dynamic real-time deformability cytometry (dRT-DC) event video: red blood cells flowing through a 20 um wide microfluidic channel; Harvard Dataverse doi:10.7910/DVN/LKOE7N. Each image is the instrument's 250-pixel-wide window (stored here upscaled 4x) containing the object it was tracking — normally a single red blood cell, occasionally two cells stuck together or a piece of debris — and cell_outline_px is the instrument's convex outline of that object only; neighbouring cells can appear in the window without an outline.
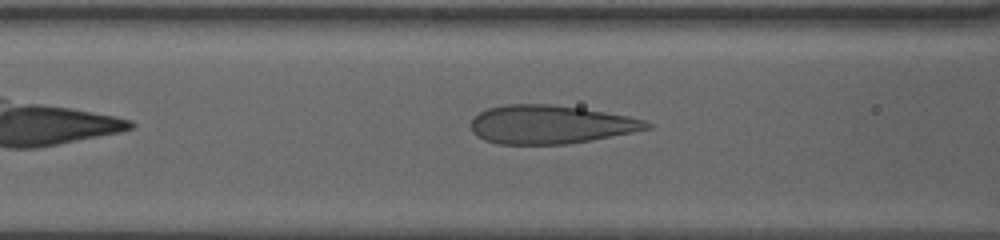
{"species": "human", "species_latin": "Homo sapiens", "temperature_condition": "warm", "stored_images_in_passage": 37, "camera_frame_rate_fps": 3000, "um_per_image_px": 0.085, "donor": {"sex": "female"}, "frame": {"image": 1, "passage_image": 9, "time_ms": 2.667, "image_size_px": [1000, 240], "cell_outline_px": [[652, 128], [592, 140], [568, 144], [500, 144], [484, 140], [476, 136], [472, 132], [472, 116], [488, 108], [504, 104], [552, 104], [580, 108], [628, 116], [644, 120], [652, 124]], "centroid_in_image_um": [46.76, 10.58], "position_along_channel_um": 119.8, "area_um2": 39.48}}
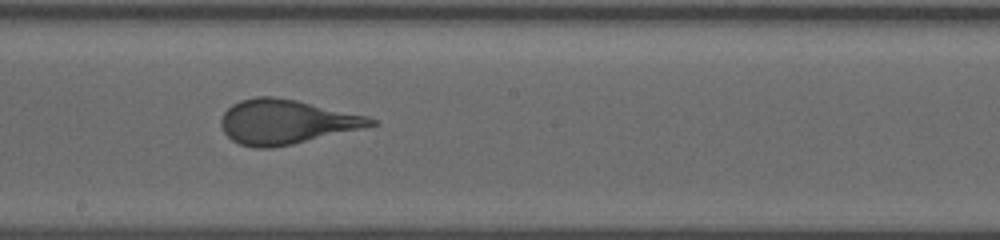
{"frame": {"image": 2, "passage_image": 18, "time_ms": 5.667, "image_size_px": [1000, 240], "cell_outline_px": [[380, 124], [292, 144], [272, 148], [252, 148], [240, 144], [232, 140], [224, 132], [220, 124], [220, 120], [224, 112], [232, 104], [240, 100], [256, 96], [272, 96], [296, 100], [368, 116], [376, 120]], "centroid_in_image_um": [24.3, 10.35], "position_along_channel_um": 223.9, "area_um2": 38.67}}
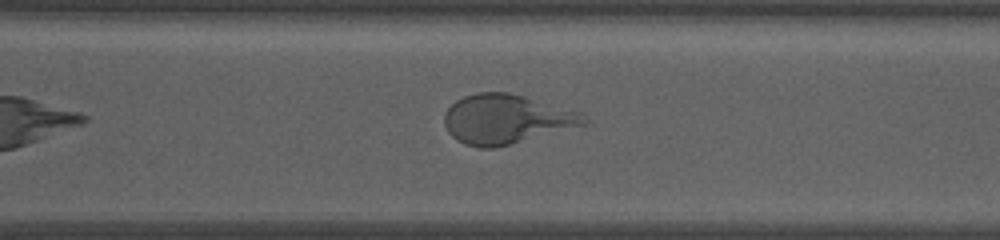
{"frame": {"image": 3, "passage_image": 27, "time_ms": 8.667, "image_size_px": [1000, 240], "cell_outline_px": [[588, 124], [496, 148], [480, 148], [464, 144], [456, 140], [448, 132], [444, 124], [444, 112], [456, 100], [464, 96], [476, 92], [508, 92], [524, 96], [580, 112], [588, 120]], "centroid_in_image_um": [43.0, 10.13], "position_along_channel_um": 327.6, "area_um2": 40.23}}